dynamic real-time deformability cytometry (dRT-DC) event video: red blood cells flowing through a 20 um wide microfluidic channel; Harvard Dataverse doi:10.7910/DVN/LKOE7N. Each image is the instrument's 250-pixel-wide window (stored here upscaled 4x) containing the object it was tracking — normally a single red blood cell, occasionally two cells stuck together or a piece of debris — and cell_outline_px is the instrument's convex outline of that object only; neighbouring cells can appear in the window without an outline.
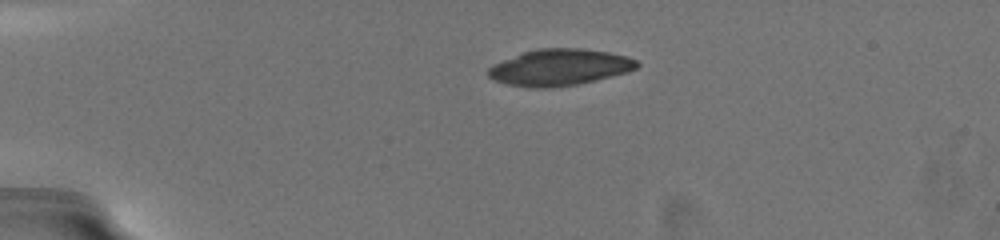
{"species": "common noctule bat (a hibernating species)", "species_latin": "Nyctalus noctula", "temperature_condition": "warm", "stored_images_in_passage": 40, "camera_frame_rate_fps": 3000, "um_per_image_px": 0.085, "animal": {"sex": "female", "body_mass_g": 19.5, "forearm_length_mm": 54.1}, "frame": {"image": 1, "passage_image": 1, "time_ms": 0.0, "image_size_px": [1000, 240], "cell_outline_px": [[640, 64], [636, 68], [628, 72], [596, 80], [576, 84], [552, 88], [532, 88], [508, 84], [492, 80], [488, 76], [488, 68], [492, 64], [524, 52], [536, 48], [580, 48], [608, 52], [628, 56], [636, 60]], "centroid_in_image_um": [47.55, 5.72], "position_along_channel_um": 37.4, "area_um2": 31.67}}